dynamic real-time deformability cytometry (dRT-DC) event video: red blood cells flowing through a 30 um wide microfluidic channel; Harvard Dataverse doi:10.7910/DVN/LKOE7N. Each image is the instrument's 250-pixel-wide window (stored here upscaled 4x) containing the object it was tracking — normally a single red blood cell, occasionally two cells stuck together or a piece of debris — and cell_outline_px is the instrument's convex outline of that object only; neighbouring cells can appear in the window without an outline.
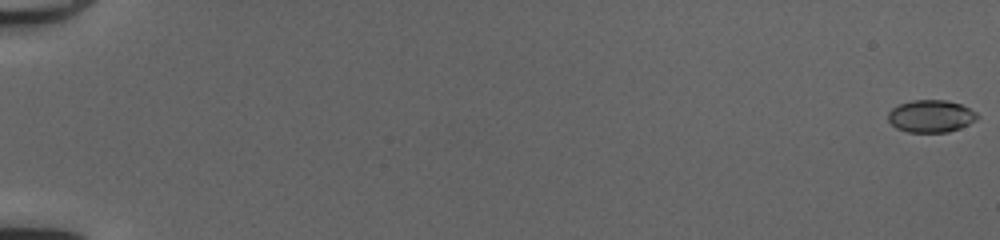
{"species": "common noctule bat (a hibernating species)", "species_latin": "Nyctalus noctula", "temperature_condition": "cold", "stored_images_in_passage": 52, "camera_frame_rate_fps": 3000, "um_per_image_px": 0.085, "animal": {"sex": "female", "body_mass_g": 20.0, "forearm_length_mm": 54.0}, "frame": {"image": 1, "passage_image": 1, "time_ms": 0.0, "image_size_px": [1000, 240], "cell_outline_px": [[980, 116], [976, 120], [960, 128], [948, 132], [908, 132], [896, 128], [888, 120], [888, 112], [892, 108], [900, 104], [912, 100], [948, 100], [960, 104], [976, 112]], "centroid_in_image_um": [79.13, 9.87], "position_along_channel_um": 5.9, "area_um2": 16.82}}
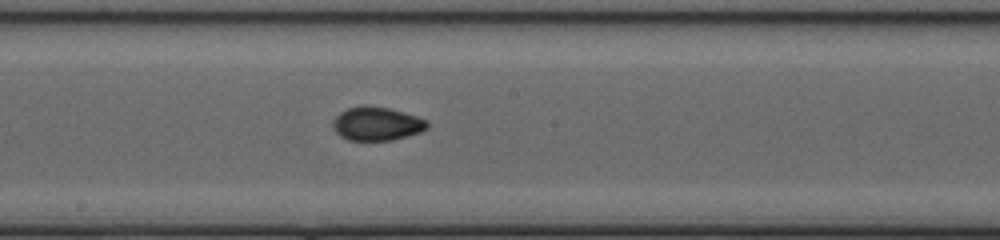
{"frame": {"image": 2, "passage_image": 31, "time_ms": 10.0, "image_size_px": [1000, 240], "cell_outline_px": [[428, 128], [420, 132], [392, 140], [348, 140], [340, 136], [332, 128], [332, 120], [340, 112], [348, 108], [364, 104], [388, 108], [404, 112], [428, 120]], "centroid_in_image_um": [32.0, 10.51], "position_along_channel_um": 216.2, "area_um2": 18.61}}
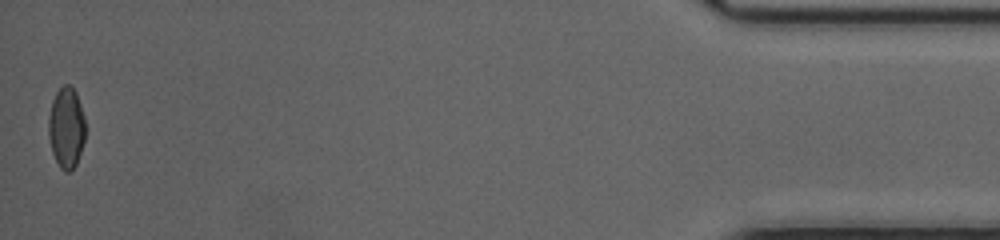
{"frame": {"image": 3, "passage_image": 52, "time_ms": 17.0, "image_size_px": [1000, 240], "cell_outline_px": [[84, 140], [76, 164], [68, 172], [64, 172], [60, 168], [52, 152], [48, 136], [48, 116], [52, 100], [56, 92], [64, 84], [68, 84], [76, 92], [84, 116]], "centroid_in_image_um": [5.61, 10.84], "position_along_channel_um": 429.6, "area_um2": 17.28}, "authors_computed_cell_mechanics": {"area_um2": 17.5712, "velocity_mm_per_s": 4.1968, "shape_relaxation_time_tau1_ms": null, "shape_relaxation_time_tau2_ms": 0.7575, "deformation_change_tau1": null, "deformation_change_tau2": 0.0313}}